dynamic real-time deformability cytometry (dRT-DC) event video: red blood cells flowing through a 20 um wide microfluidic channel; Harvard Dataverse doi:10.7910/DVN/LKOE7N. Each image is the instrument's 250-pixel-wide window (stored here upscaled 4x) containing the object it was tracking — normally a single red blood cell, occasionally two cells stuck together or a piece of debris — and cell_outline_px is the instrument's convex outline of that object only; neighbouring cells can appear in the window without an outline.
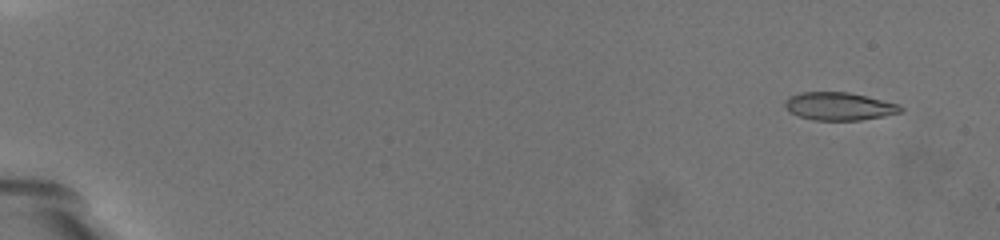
{"species": "common noctule bat (a hibernating species)", "species_latin": "Nyctalus noctula", "temperature_condition": "warm", "stored_images_in_passage": 62, "camera_frame_rate_fps": 3000, "um_per_image_px": 0.085, "animal": {"sex": "female", "body_mass_g": 19.5, "forearm_length_mm": 54.1}, "frame": {"image": 1, "passage_image": 1, "time_ms": 0.0, "image_size_px": [1000, 240], "cell_outline_px": [[904, 108], [900, 112], [860, 120], [816, 120], [800, 116], [788, 112], [784, 104], [784, 100], [788, 96], [800, 92], [848, 92], [896, 104]], "centroid_in_image_um": [71.23, 9.03], "position_along_channel_um": 13.8, "area_um2": 18.5}}
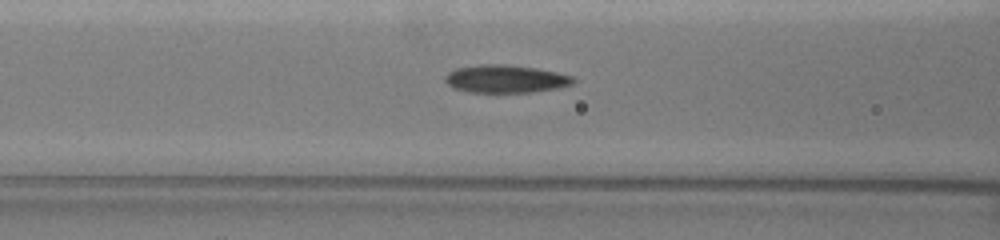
{"frame": {"image": 2, "passage_image": 27, "time_ms": 8.667, "image_size_px": [1000, 240], "cell_outline_px": [[576, 80], [572, 84], [556, 88], [532, 92], [468, 92], [452, 88], [444, 80], [444, 76], [448, 72], [456, 68], [480, 64], [504, 64], [536, 68], [556, 72], [572, 76]], "centroid_in_image_um": [42.93, 6.7], "position_along_channel_um": 123.7, "area_um2": 20.81}}
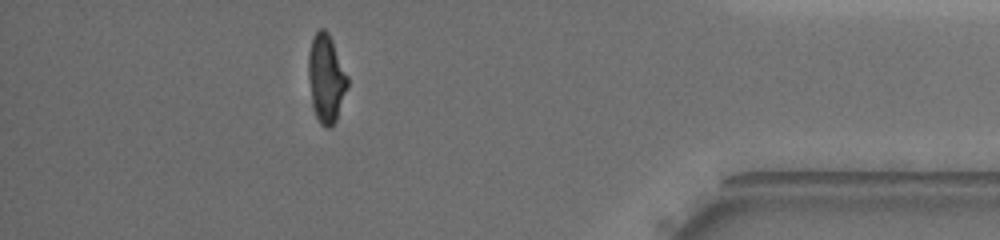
{"frame": {"image": 3, "passage_image": 56, "time_ms": 18.333, "image_size_px": [1000, 240], "cell_outline_px": [[348, 84], [336, 116], [332, 124], [328, 128], [324, 128], [320, 124], [316, 116], [308, 80], [308, 52], [312, 40], [316, 32], [320, 28], [324, 28], [328, 32], [332, 40], [348, 76]], "centroid_in_image_um": [27.7, 6.61], "position_along_channel_um": 407.5, "area_um2": 19.59}, "authors_computed_cell_mechanics": {"area_um2": 19.9699, "velocity_mm_per_s": 3.3017, "shape_relaxation_time_tau1_ms": 6.5644, "shape_relaxation_time_tau2_ms": 1.7837, "deformation_change_tau1": 0.2344, "deformation_change_tau2": 0.102}}